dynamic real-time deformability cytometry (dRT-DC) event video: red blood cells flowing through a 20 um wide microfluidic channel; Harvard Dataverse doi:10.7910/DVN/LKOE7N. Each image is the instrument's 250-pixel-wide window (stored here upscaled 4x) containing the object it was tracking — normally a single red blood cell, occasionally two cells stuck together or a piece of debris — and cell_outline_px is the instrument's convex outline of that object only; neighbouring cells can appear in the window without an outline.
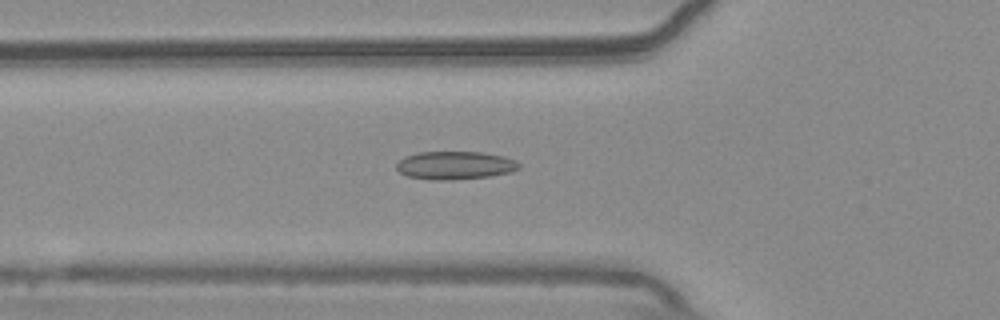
{"species": "common noctule bat (a hibernating species)", "species_latin": "Nyctalus noctula", "temperature_condition": "warm", "stored_images_in_passage": 54, "camera_frame_rate_fps": 3000, "um_per_image_px": 0.085, "animal": {"sex": "male", "body_mass_g": 20.4}, "frame": {"image": 1, "passage_image": 19, "time_ms": 6.0, "image_size_px": [1000, 320], "cell_outline_px": [[520, 168], [512, 172], [488, 176], [452, 180], [436, 180], [408, 176], [400, 172], [396, 168], [396, 164], [404, 156], [420, 152], [480, 152], [504, 156], [516, 160], [520, 164]], "centroid_in_image_um": [38.7, 14.05], "position_along_channel_um": 87.1, "area_um2": 20.06}}
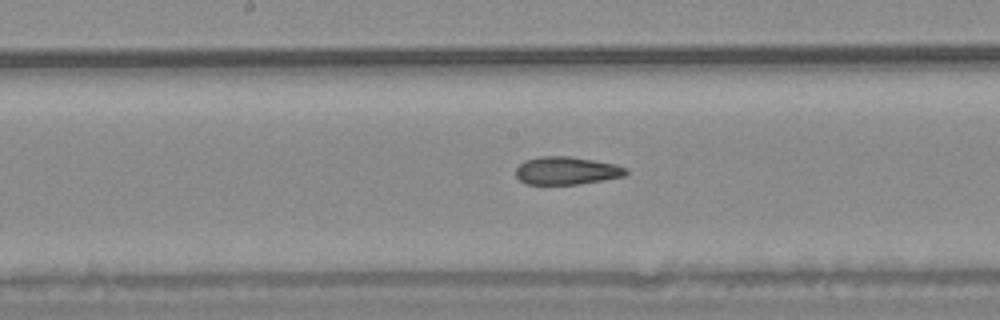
{"frame": {"image": 2, "passage_image": 28, "time_ms": 9.0, "image_size_px": [1000, 320], "cell_outline_px": [[628, 172], [624, 176], [604, 180], [580, 184], [524, 184], [516, 176], [516, 168], [524, 160], [540, 156], [568, 156], [616, 164], [628, 168]], "centroid_in_image_um": [48.16, 14.51], "position_along_channel_um": 200.0, "area_um2": 17.98}}
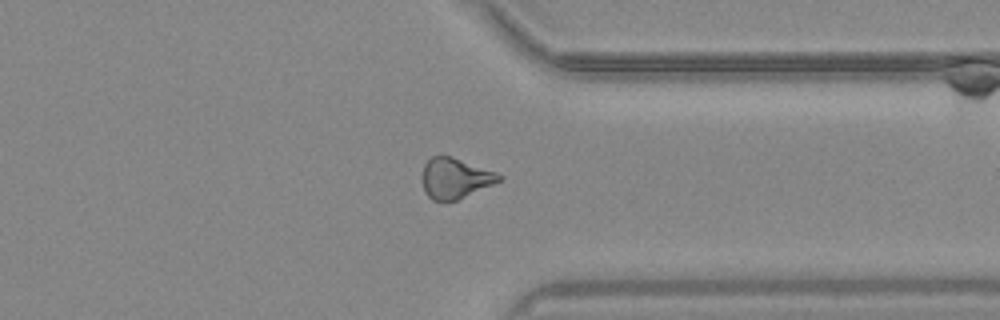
{"frame": {"image": 3, "passage_image": 42, "time_ms": 13.667, "image_size_px": [1000, 320], "cell_outline_px": [[504, 180], [456, 200], [444, 204], [432, 200], [424, 192], [420, 176], [424, 164], [432, 156], [448, 156], [496, 172], [504, 176]], "centroid_in_image_um": [38.65, 15.2], "position_along_channel_um": 372.8, "area_um2": 18.44}, "authors_computed_cell_mechanics": {"area_um2": 18.9873, "velocity_mm_per_s": 3.7458, "shape_relaxation_time_tau1_ms": null, "shape_relaxation_time_tau2_ms": 4.2211, "deformation_change_tau1": null, "deformation_change_tau2": 0.1239}}